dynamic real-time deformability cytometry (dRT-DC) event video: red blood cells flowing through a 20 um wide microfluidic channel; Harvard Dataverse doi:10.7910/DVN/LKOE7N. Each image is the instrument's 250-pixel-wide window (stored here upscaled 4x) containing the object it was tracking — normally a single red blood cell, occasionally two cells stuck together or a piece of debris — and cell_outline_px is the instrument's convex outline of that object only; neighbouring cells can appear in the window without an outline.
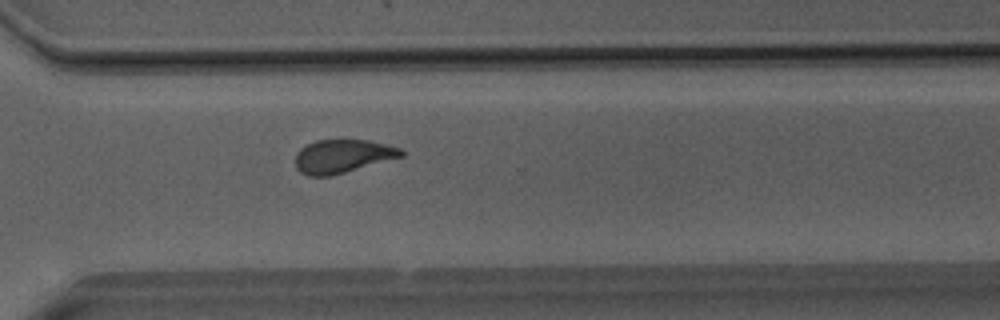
{"species": "Egyptian fruit bat (a non-hibernating species)", "species_latin": "Rousettus aegyptiacus", "temperature_condition": "room temperature", "stored_images_in_passage": 47, "camera_frame_rate_fps": 3000, "um_per_image_px": 0.085, "animal": {"sex": "male"}, "frame": {"image": 1, "passage_image": 33, "time_ms": 10.667, "image_size_px": [1000, 320], "cell_outline_px": [[404, 156], [344, 172], [328, 176], [308, 176], [300, 172], [296, 168], [296, 152], [300, 148], [316, 140], [364, 140], [384, 144], [400, 148], [404, 152]], "centroid_in_image_um": [29.08, 13.28], "position_along_channel_um": 341.5, "area_um2": 20.35}}
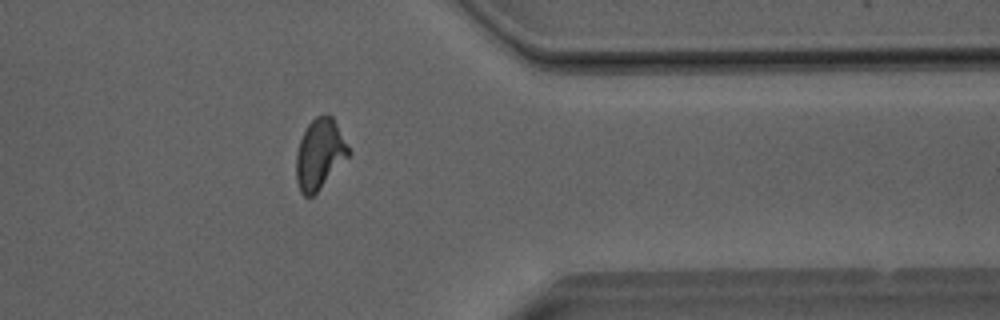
{"frame": {"image": 2, "passage_image": 37, "time_ms": 12.0, "image_size_px": [1000, 320], "cell_outline_px": [[352, 152], [316, 192], [312, 196], [304, 196], [300, 192], [296, 180], [296, 156], [300, 140], [308, 124], [316, 116], [332, 116]], "centroid_in_image_um": [27.16, 13.1], "position_along_channel_um": 384.2, "area_um2": 21.04}}
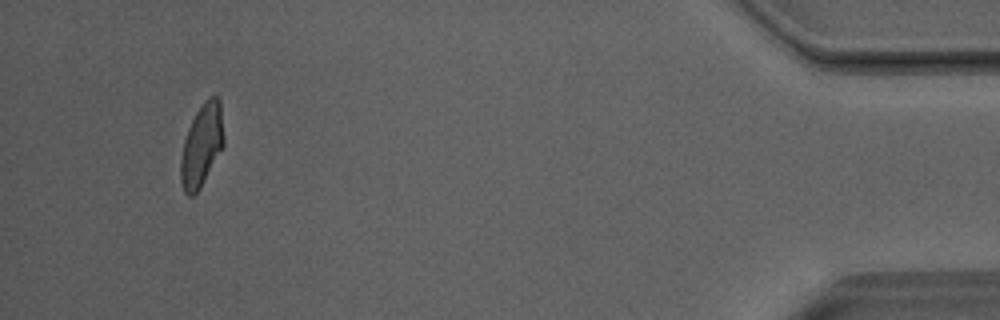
{"frame": {"image": 3, "passage_image": 44, "time_ms": 14.333, "image_size_px": [1000, 320], "cell_outline_px": [[224, 144], [200, 188], [192, 196], [188, 196], [184, 192], [180, 180], [180, 160], [184, 140], [188, 128], [196, 112], [204, 100], [208, 96], [216, 96], [220, 100], [224, 136]], "centroid_in_image_um": [17.14, 12.33], "position_along_channel_um": 418.1, "area_um2": 20.63}, "authors_computed_cell_mechanics": {"area_um2": 21.5016, "velocity_mm_per_s": 4.0489, "shape_relaxation_time_tau1_ms": 4.7669, "shape_relaxation_time_tau2_ms": 1.2957, "deformation_change_tau1": 0.151, "deformation_change_tau2": 0.0631}}